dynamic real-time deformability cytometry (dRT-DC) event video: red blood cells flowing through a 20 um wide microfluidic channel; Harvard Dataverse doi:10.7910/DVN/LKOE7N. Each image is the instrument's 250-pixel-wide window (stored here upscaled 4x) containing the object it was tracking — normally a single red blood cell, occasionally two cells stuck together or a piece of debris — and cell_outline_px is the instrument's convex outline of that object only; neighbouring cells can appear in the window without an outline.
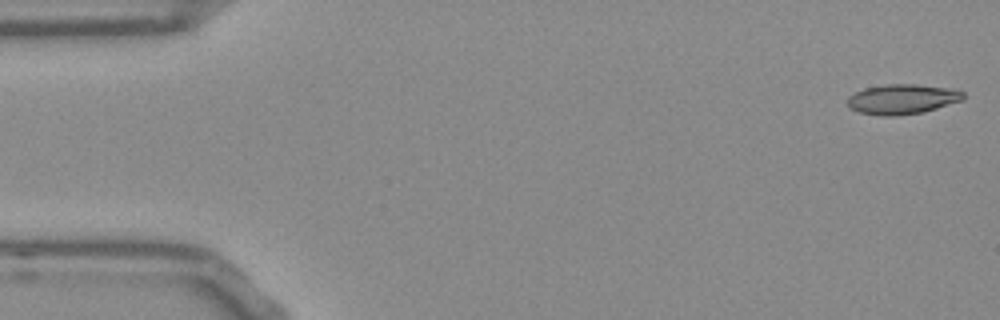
{"species": "Egyptian fruit bat (a non-hibernating species)", "species_latin": "Rousettus aegyptiacus", "temperature_condition": "room temperature", "stored_images_in_passage": 47, "camera_frame_rate_fps": 3000, "um_per_image_px": 0.085, "frame": {"image": 1, "passage_image": 1, "time_ms": 0.0, "image_size_px": [1000, 320], "cell_outline_px": [[964, 100], [924, 112], [892, 116], [884, 116], [860, 112], [848, 108], [848, 96], [864, 88], [888, 84], [916, 84], [956, 88], [964, 92]], "centroid_in_image_um": [76.74, 8.42], "position_along_channel_um": 8.3, "area_um2": 20.4}}
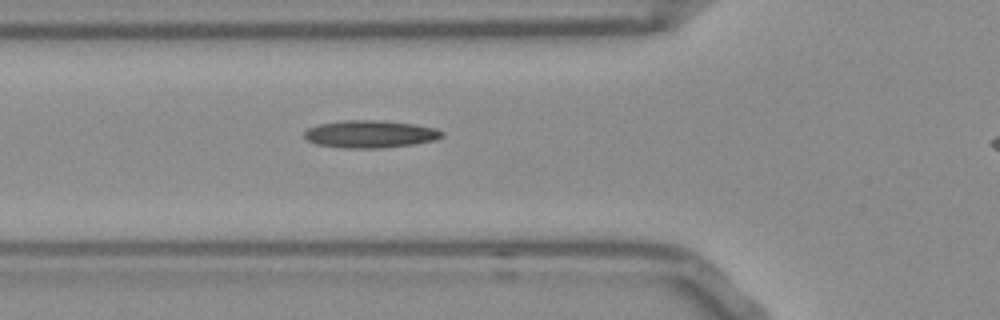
{"frame": {"image": 2, "passage_image": 18, "time_ms": 5.667, "image_size_px": [1000, 320], "cell_outline_px": [[444, 136], [436, 140], [412, 144], [380, 148], [344, 148], [316, 144], [308, 140], [304, 136], [304, 132], [308, 128], [320, 124], [344, 120], [376, 120], [412, 124], [436, 128], [444, 132]], "centroid_in_image_um": [31.47, 11.4], "position_along_channel_um": 94.3, "area_um2": 21.91}}
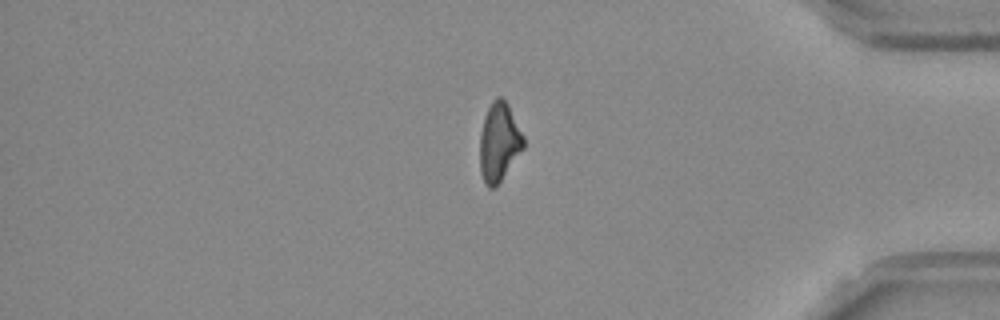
{"frame": {"image": 3, "passage_image": 44, "time_ms": 14.333, "image_size_px": [1000, 320], "cell_outline_px": [[524, 148], [496, 188], [488, 188], [484, 184], [480, 172], [480, 132], [484, 116], [492, 100], [496, 96], [500, 96], [508, 104], [524, 136]], "centroid_in_image_um": [42.41, 12.1], "position_along_channel_um": 392.8, "area_um2": 20.29}}